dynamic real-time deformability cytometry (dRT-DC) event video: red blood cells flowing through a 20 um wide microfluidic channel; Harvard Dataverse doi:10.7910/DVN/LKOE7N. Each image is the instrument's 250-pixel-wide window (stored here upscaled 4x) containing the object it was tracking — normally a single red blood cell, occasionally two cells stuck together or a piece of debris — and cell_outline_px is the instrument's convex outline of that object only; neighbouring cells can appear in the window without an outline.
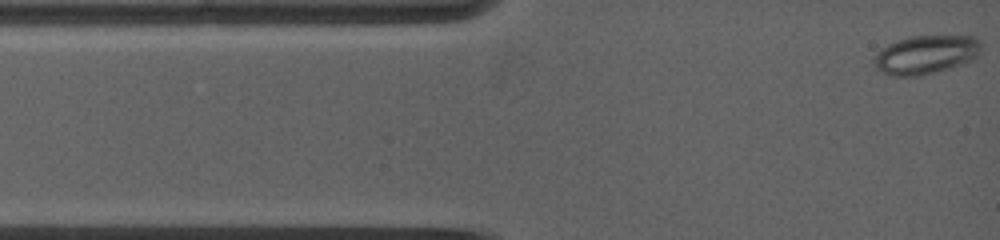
{"species": "common noctule bat (a hibernating species)", "species_latin": "Nyctalus noctula", "temperature_condition": "warm", "stored_images_in_passage": 49, "camera_frame_rate_fps": 5000, "um_per_image_px": 0.085, "animal": {"sex": "female", "body_mass_g": 19.0, "forearm_length_mm": 53.3}, "frame": {"image": 1, "passage_image": 1, "time_ms": 0.0, "image_size_px": [1000, 240], "cell_outline_px": [[980, 52], [972, 60], [964, 64], [924, 76], [892, 76], [880, 72], [872, 68], [872, 64], [876, 52], [888, 44], [908, 36], [976, 36], [980, 40]], "centroid_in_image_um": [78.66, 4.66], "position_along_channel_um": 6.3, "area_um2": 24.68}}
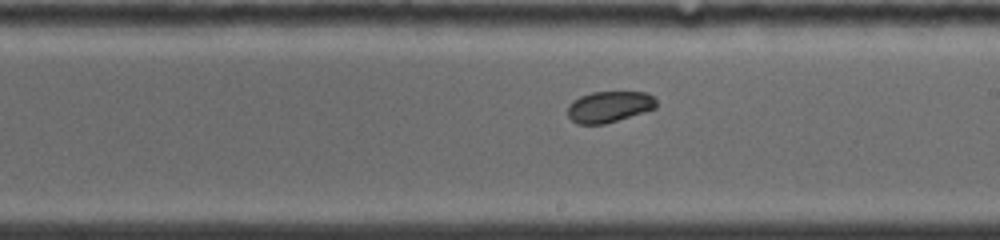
{"frame": {"image": 2, "passage_image": 32, "time_ms": 7.2, "image_size_px": [1000, 240], "cell_outline_px": [[656, 108], [604, 124], [576, 124], [568, 116], [568, 104], [572, 100], [580, 96], [592, 92], [648, 92], [656, 100]], "centroid_in_image_um": [51.75, 9.06], "position_along_channel_um": 237.2, "area_um2": 16.07}}
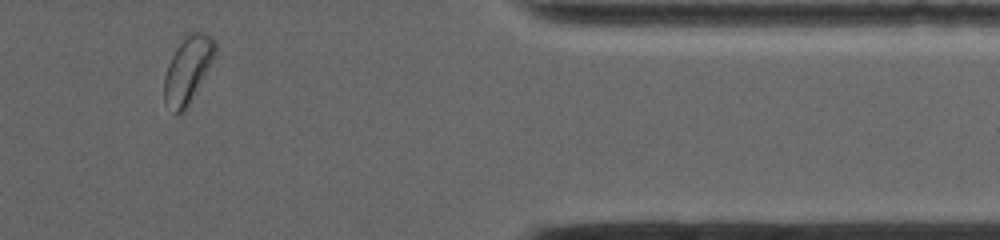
{"frame": {"image": 3, "passage_image": 49, "time_ms": 12.0, "image_size_px": [1000, 240], "cell_outline_px": [[216, 52], [188, 108], [184, 112], [176, 116], [164, 104], [164, 76], [168, 64], [184, 32], [204, 32], [212, 36], [216, 40]], "centroid_in_image_um": [15.94, 5.93], "position_along_channel_um": 395.5, "area_um2": 20.23}, "authors_computed_cell_mechanics": {"area_um2": 16.9354, "velocity_mm_per_s": 3.9132, "shape_relaxation_time_tau1_ms": 6.0135, "shape_relaxation_time_tau2_ms": null, "deformation_change_tau1": 0.0853, "deformation_change_tau2": null}}